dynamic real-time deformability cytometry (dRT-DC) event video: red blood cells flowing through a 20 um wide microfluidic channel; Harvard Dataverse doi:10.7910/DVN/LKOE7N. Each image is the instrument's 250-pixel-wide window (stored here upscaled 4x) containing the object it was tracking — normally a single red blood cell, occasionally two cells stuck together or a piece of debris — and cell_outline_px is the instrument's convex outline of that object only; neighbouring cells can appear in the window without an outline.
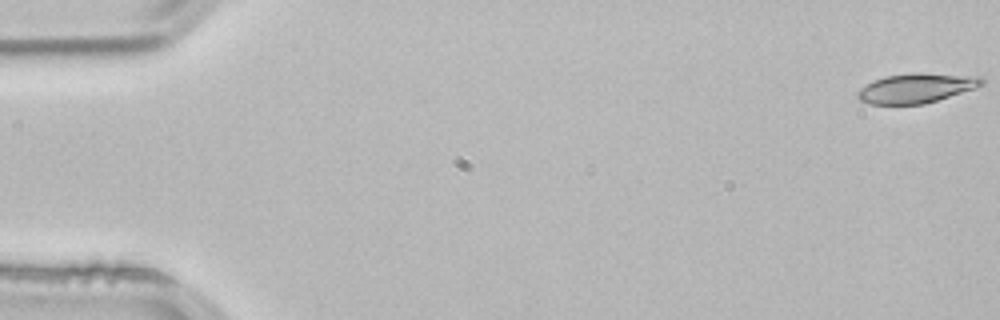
{"species": "common noctule bat (a hibernating species)", "species_latin": "Nyctalus noctula", "temperature_condition": "room temperature", "stored_images_in_passage": 54, "camera_frame_rate_fps": 3000, "um_per_image_px": 0.085, "animal": {"sex": "male", "body_mass_g": 21.5, "forearm_length_mm": 52.0}, "frame": {"image": 1, "passage_image": 1, "time_ms": 0.0, "image_size_px": [1000, 320], "cell_outline_px": [[984, 84], [976, 88], [924, 104], [868, 104], [860, 100], [856, 96], [856, 92], [860, 88], [872, 80], [884, 76], [920, 72], [980, 76], [984, 80]], "centroid_in_image_um": [77.87, 7.48], "position_along_channel_um": 7.1, "area_um2": 21.62}}
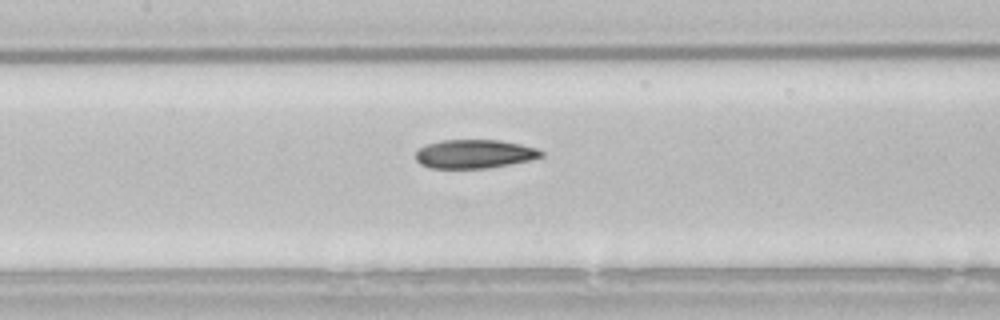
{"frame": {"image": 2, "passage_image": 25, "time_ms": 8.0, "image_size_px": [1000, 320], "cell_outline_px": [[544, 156], [532, 160], [488, 168], [432, 168], [420, 164], [416, 160], [416, 152], [420, 148], [428, 144], [440, 140], [500, 140], [520, 144], [536, 148], [544, 152]], "centroid_in_image_um": [40.36, 13.08], "position_along_channel_um": 167.0, "area_um2": 21.04}}
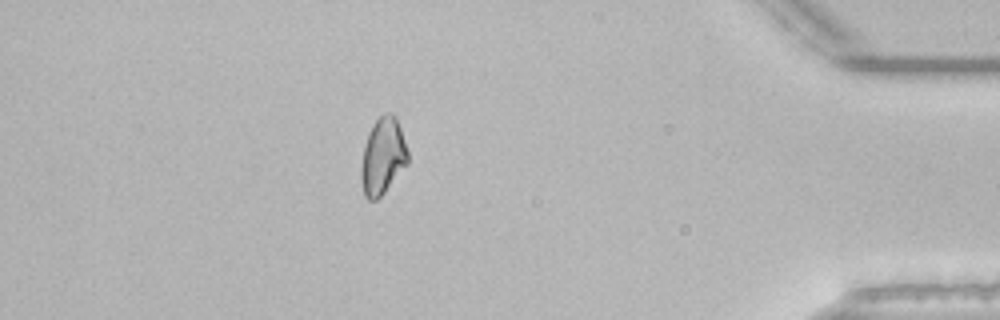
{"frame": {"image": 3, "passage_image": 47, "time_ms": 15.333, "image_size_px": [1000, 320], "cell_outline_px": [[408, 164], [384, 192], [376, 200], [368, 200], [364, 196], [360, 180], [360, 168], [364, 144], [372, 124], [384, 112], [392, 112], [396, 116], [408, 152]], "centroid_in_image_um": [32.52, 13.28], "position_along_channel_um": 402.7, "area_um2": 21.04}, "authors_computed_cell_mechanics": {"area_um2": 21.2415, "velocity_mm_per_s": 3.8344, "shape_relaxation_time_tau1_ms": null, "shape_relaxation_time_tau2_ms": 10.8692, "deformation_change_tau1": null, "deformation_change_tau2": 0.1861}}